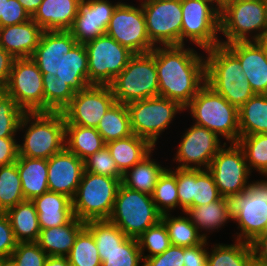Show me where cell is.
Masks as SVG:
<instances>
[{
    "label": "cell",
    "mask_w": 267,
    "mask_h": 266,
    "mask_svg": "<svg viewBox=\"0 0 267 266\" xmlns=\"http://www.w3.org/2000/svg\"><path fill=\"white\" fill-rule=\"evenodd\" d=\"M159 96L179 102L184 108L206 84V62L184 45L155 46Z\"/></svg>",
    "instance_id": "cell-1"
},
{
    "label": "cell",
    "mask_w": 267,
    "mask_h": 266,
    "mask_svg": "<svg viewBox=\"0 0 267 266\" xmlns=\"http://www.w3.org/2000/svg\"><path fill=\"white\" fill-rule=\"evenodd\" d=\"M205 52L206 84L239 109L255 95L239 59L221 44Z\"/></svg>",
    "instance_id": "cell-2"
},
{
    "label": "cell",
    "mask_w": 267,
    "mask_h": 266,
    "mask_svg": "<svg viewBox=\"0 0 267 266\" xmlns=\"http://www.w3.org/2000/svg\"><path fill=\"white\" fill-rule=\"evenodd\" d=\"M23 128L27 130L24 142L18 144L19 156L49 159L65 147V118L62 112H25L18 130Z\"/></svg>",
    "instance_id": "cell-3"
},
{
    "label": "cell",
    "mask_w": 267,
    "mask_h": 266,
    "mask_svg": "<svg viewBox=\"0 0 267 266\" xmlns=\"http://www.w3.org/2000/svg\"><path fill=\"white\" fill-rule=\"evenodd\" d=\"M190 109L194 124L206 127L231 143L240 138L238 108L205 84L184 108Z\"/></svg>",
    "instance_id": "cell-4"
},
{
    "label": "cell",
    "mask_w": 267,
    "mask_h": 266,
    "mask_svg": "<svg viewBox=\"0 0 267 266\" xmlns=\"http://www.w3.org/2000/svg\"><path fill=\"white\" fill-rule=\"evenodd\" d=\"M152 196L120 184L109 221L127 236L138 239L148 228L161 221Z\"/></svg>",
    "instance_id": "cell-5"
},
{
    "label": "cell",
    "mask_w": 267,
    "mask_h": 266,
    "mask_svg": "<svg viewBox=\"0 0 267 266\" xmlns=\"http://www.w3.org/2000/svg\"><path fill=\"white\" fill-rule=\"evenodd\" d=\"M122 178L94 174L84 170L72 199L73 213L80 221L108 220Z\"/></svg>",
    "instance_id": "cell-6"
},
{
    "label": "cell",
    "mask_w": 267,
    "mask_h": 266,
    "mask_svg": "<svg viewBox=\"0 0 267 266\" xmlns=\"http://www.w3.org/2000/svg\"><path fill=\"white\" fill-rule=\"evenodd\" d=\"M109 86L116 102L126 105L159 96L155 48L150 53L134 54Z\"/></svg>",
    "instance_id": "cell-7"
},
{
    "label": "cell",
    "mask_w": 267,
    "mask_h": 266,
    "mask_svg": "<svg viewBox=\"0 0 267 266\" xmlns=\"http://www.w3.org/2000/svg\"><path fill=\"white\" fill-rule=\"evenodd\" d=\"M229 200L232 220L241 231L236 240L251 243L267 231V180L250 183L243 193Z\"/></svg>",
    "instance_id": "cell-8"
},
{
    "label": "cell",
    "mask_w": 267,
    "mask_h": 266,
    "mask_svg": "<svg viewBox=\"0 0 267 266\" xmlns=\"http://www.w3.org/2000/svg\"><path fill=\"white\" fill-rule=\"evenodd\" d=\"M127 107L133 134L146 139L153 147L175 115L185 110L179 102L162 96L133 101Z\"/></svg>",
    "instance_id": "cell-9"
},
{
    "label": "cell",
    "mask_w": 267,
    "mask_h": 266,
    "mask_svg": "<svg viewBox=\"0 0 267 266\" xmlns=\"http://www.w3.org/2000/svg\"><path fill=\"white\" fill-rule=\"evenodd\" d=\"M267 28V0H236L220 13V33L227 38L221 45L255 41ZM257 31V32H256Z\"/></svg>",
    "instance_id": "cell-10"
},
{
    "label": "cell",
    "mask_w": 267,
    "mask_h": 266,
    "mask_svg": "<svg viewBox=\"0 0 267 266\" xmlns=\"http://www.w3.org/2000/svg\"><path fill=\"white\" fill-rule=\"evenodd\" d=\"M88 56L90 85H110L134 56L108 34L84 44Z\"/></svg>",
    "instance_id": "cell-11"
},
{
    "label": "cell",
    "mask_w": 267,
    "mask_h": 266,
    "mask_svg": "<svg viewBox=\"0 0 267 266\" xmlns=\"http://www.w3.org/2000/svg\"><path fill=\"white\" fill-rule=\"evenodd\" d=\"M182 28L181 45L184 39L195 43L203 50L220 45V13L208 0H181Z\"/></svg>",
    "instance_id": "cell-12"
},
{
    "label": "cell",
    "mask_w": 267,
    "mask_h": 266,
    "mask_svg": "<svg viewBox=\"0 0 267 266\" xmlns=\"http://www.w3.org/2000/svg\"><path fill=\"white\" fill-rule=\"evenodd\" d=\"M43 74L29 58H15L4 91L24 112H44Z\"/></svg>",
    "instance_id": "cell-13"
},
{
    "label": "cell",
    "mask_w": 267,
    "mask_h": 266,
    "mask_svg": "<svg viewBox=\"0 0 267 266\" xmlns=\"http://www.w3.org/2000/svg\"><path fill=\"white\" fill-rule=\"evenodd\" d=\"M226 142L211 161L208 171L222 197L231 198L243 193L249 185L248 168L244 152L238 143H230L226 149Z\"/></svg>",
    "instance_id": "cell-14"
},
{
    "label": "cell",
    "mask_w": 267,
    "mask_h": 266,
    "mask_svg": "<svg viewBox=\"0 0 267 266\" xmlns=\"http://www.w3.org/2000/svg\"><path fill=\"white\" fill-rule=\"evenodd\" d=\"M141 6L147 34L154 45H181V0H144Z\"/></svg>",
    "instance_id": "cell-15"
},
{
    "label": "cell",
    "mask_w": 267,
    "mask_h": 266,
    "mask_svg": "<svg viewBox=\"0 0 267 266\" xmlns=\"http://www.w3.org/2000/svg\"><path fill=\"white\" fill-rule=\"evenodd\" d=\"M106 34L134 54L150 53L154 45L147 34L142 6L120 3L111 16Z\"/></svg>",
    "instance_id": "cell-16"
},
{
    "label": "cell",
    "mask_w": 267,
    "mask_h": 266,
    "mask_svg": "<svg viewBox=\"0 0 267 266\" xmlns=\"http://www.w3.org/2000/svg\"><path fill=\"white\" fill-rule=\"evenodd\" d=\"M115 102L110 86L90 85L77 91L62 111L65 124L97 128L101 118Z\"/></svg>",
    "instance_id": "cell-17"
},
{
    "label": "cell",
    "mask_w": 267,
    "mask_h": 266,
    "mask_svg": "<svg viewBox=\"0 0 267 266\" xmlns=\"http://www.w3.org/2000/svg\"><path fill=\"white\" fill-rule=\"evenodd\" d=\"M180 142L175 156L179 163L178 169H201V166L208 169L214 156L222 148L216 133L196 124L186 130Z\"/></svg>",
    "instance_id": "cell-18"
},
{
    "label": "cell",
    "mask_w": 267,
    "mask_h": 266,
    "mask_svg": "<svg viewBox=\"0 0 267 266\" xmlns=\"http://www.w3.org/2000/svg\"><path fill=\"white\" fill-rule=\"evenodd\" d=\"M107 0H82L77 15L68 30L78 44H86L106 34L116 7Z\"/></svg>",
    "instance_id": "cell-19"
},
{
    "label": "cell",
    "mask_w": 267,
    "mask_h": 266,
    "mask_svg": "<svg viewBox=\"0 0 267 266\" xmlns=\"http://www.w3.org/2000/svg\"><path fill=\"white\" fill-rule=\"evenodd\" d=\"M48 190L73 199L85 170L84 161L64 147L47 159Z\"/></svg>",
    "instance_id": "cell-20"
},
{
    "label": "cell",
    "mask_w": 267,
    "mask_h": 266,
    "mask_svg": "<svg viewBox=\"0 0 267 266\" xmlns=\"http://www.w3.org/2000/svg\"><path fill=\"white\" fill-rule=\"evenodd\" d=\"M225 46L239 59L243 73L255 94H267V54L255 41Z\"/></svg>",
    "instance_id": "cell-21"
},
{
    "label": "cell",
    "mask_w": 267,
    "mask_h": 266,
    "mask_svg": "<svg viewBox=\"0 0 267 266\" xmlns=\"http://www.w3.org/2000/svg\"><path fill=\"white\" fill-rule=\"evenodd\" d=\"M76 44L77 41L69 31H43L39 44L30 58L42 74L56 75L61 58Z\"/></svg>",
    "instance_id": "cell-22"
},
{
    "label": "cell",
    "mask_w": 267,
    "mask_h": 266,
    "mask_svg": "<svg viewBox=\"0 0 267 266\" xmlns=\"http://www.w3.org/2000/svg\"><path fill=\"white\" fill-rule=\"evenodd\" d=\"M42 33L43 29L32 18L21 24L0 27V46L14 58H29Z\"/></svg>",
    "instance_id": "cell-23"
},
{
    "label": "cell",
    "mask_w": 267,
    "mask_h": 266,
    "mask_svg": "<svg viewBox=\"0 0 267 266\" xmlns=\"http://www.w3.org/2000/svg\"><path fill=\"white\" fill-rule=\"evenodd\" d=\"M82 0H43L32 19L43 31H68Z\"/></svg>",
    "instance_id": "cell-24"
},
{
    "label": "cell",
    "mask_w": 267,
    "mask_h": 266,
    "mask_svg": "<svg viewBox=\"0 0 267 266\" xmlns=\"http://www.w3.org/2000/svg\"><path fill=\"white\" fill-rule=\"evenodd\" d=\"M31 201L37 211L41 229L68 224L75 217L72 199L64 194L48 191Z\"/></svg>",
    "instance_id": "cell-25"
},
{
    "label": "cell",
    "mask_w": 267,
    "mask_h": 266,
    "mask_svg": "<svg viewBox=\"0 0 267 266\" xmlns=\"http://www.w3.org/2000/svg\"><path fill=\"white\" fill-rule=\"evenodd\" d=\"M85 222L74 217L68 224L41 229L38 245L48 256L66 257Z\"/></svg>",
    "instance_id": "cell-26"
},
{
    "label": "cell",
    "mask_w": 267,
    "mask_h": 266,
    "mask_svg": "<svg viewBox=\"0 0 267 266\" xmlns=\"http://www.w3.org/2000/svg\"><path fill=\"white\" fill-rule=\"evenodd\" d=\"M56 76L66 82L75 92L90 86L88 80V56L84 44H76L64 54Z\"/></svg>",
    "instance_id": "cell-27"
},
{
    "label": "cell",
    "mask_w": 267,
    "mask_h": 266,
    "mask_svg": "<svg viewBox=\"0 0 267 266\" xmlns=\"http://www.w3.org/2000/svg\"><path fill=\"white\" fill-rule=\"evenodd\" d=\"M16 164L25 200H32L49 191L47 159L18 156Z\"/></svg>",
    "instance_id": "cell-28"
},
{
    "label": "cell",
    "mask_w": 267,
    "mask_h": 266,
    "mask_svg": "<svg viewBox=\"0 0 267 266\" xmlns=\"http://www.w3.org/2000/svg\"><path fill=\"white\" fill-rule=\"evenodd\" d=\"M118 170L124 174L153 151V146L135 134L106 143Z\"/></svg>",
    "instance_id": "cell-29"
},
{
    "label": "cell",
    "mask_w": 267,
    "mask_h": 266,
    "mask_svg": "<svg viewBox=\"0 0 267 266\" xmlns=\"http://www.w3.org/2000/svg\"><path fill=\"white\" fill-rule=\"evenodd\" d=\"M16 241L37 242L41 231L38 214L31 200H24L6 212Z\"/></svg>",
    "instance_id": "cell-30"
},
{
    "label": "cell",
    "mask_w": 267,
    "mask_h": 266,
    "mask_svg": "<svg viewBox=\"0 0 267 266\" xmlns=\"http://www.w3.org/2000/svg\"><path fill=\"white\" fill-rule=\"evenodd\" d=\"M65 139V147L82 161L106 146L96 128L74 124H65Z\"/></svg>",
    "instance_id": "cell-31"
},
{
    "label": "cell",
    "mask_w": 267,
    "mask_h": 266,
    "mask_svg": "<svg viewBox=\"0 0 267 266\" xmlns=\"http://www.w3.org/2000/svg\"><path fill=\"white\" fill-rule=\"evenodd\" d=\"M189 215L192 224L200 233L202 230H215L223 226L227 220H232L230 200L221 197L219 200L208 203L207 205L194 206L186 212Z\"/></svg>",
    "instance_id": "cell-32"
},
{
    "label": "cell",
    "mask_w": 267,
    "mask_h": 266,
    "mask_svg": "<svg viewBox=\"0 0 267 266\" xmlns=\"http://www.w3.org/2000/svg\"><path fill=\"white\" fill-rule=\"evenodd\" d=\"M151 153L152 151L122 175V185L134 191L153 194L157 180L166 167L153 161Z\"/></svg>",
    "instance_id": "cell-33"
},
{
    "label": "cell",
    "mask_w": 267,
    "mask_h": 266,
    "mask_svg": "<svg viewBox=\"0 0 267 266\" xmlns=\"http://www.w3.org/2000/svg\"><path fill=\"white\" fill-rule=\"evenodd\" d=\"M241 136L267 133V94H255L238 109Z\"/></svg>",
    "instance_id": "cell-34"
},
{
    "label": "cell",
    "mask_w": 267,
    "mask_h": 266,
    "mask_svg": "<svg viewBox=\"0 0 267 266\" xmlns=\"http://www.w3.org/2000/svg\"><path fill=\"white\" fill-rule=\"evenodd\" d=\"M96 130L105 143L132 135L127 105L115 102L101 118Z\"/></svg>",
    "instance_id": "cell-35"
},
{
    "label": "cell",
    "mask_w": 267,
    "mask_h": 266,
    "mask_svg": "<svg viewBox=\"0 0 267 266\" xmlns=\"http://www.w3.org/2000/svg\"><path fill=\"white\" fill-rule=\"evenodd\" d=\"M161 221L168 230L170 244L173 246L194 247L207 239V235L200 234L187 216L171 217L168 213L162 215Z\"/></svg>",
    "instance_id": "cell-36"
},
{
    "label": "cell",
    "mask_w": 267,
    "mask_h": 266,
    "mask_svg": "<svg viewBox=\"0 0 267 266\" xmlns=\"http://www.w3.org/2000/svg\"><path fill=\"white\" fill-rule=\"evenodd\" d=\"M253 256L250 243L236 240L235 244H216L208 252L207 266H247Z\"/></svg>",
    "instance_id": "cell-37"
},
{
    "label": "cell",
    "mask_w": 267,
    "mask_h": 266,
    "mask_svg": "<svg viewBox=\"0 0 267 266\" xmlns=\"http://www.w3.org/2000/svg\"><path fill=\"white\" fill-rule=\"evenodd\" d=\"M44 112H62L71 102L75 91L56 75L43 74Z\"/></svg>",
    "instance_id": "cell-38"
},
{
    "label": "cell",
    "mask_w": 267,
    "mask_h": 266,
    "mask_svg": "<svg viewBox=\"0 0 267 266\" xmlns=\"http://www.w3.org/2000/svg\"><path fill=\"white\" fill-rule=\"evenodd\" d=\"M25 200L16 162L0 167V212Z\"/></svg>",
    "instance_id": "cell-39"
},
{
    "label": "cell",
    "mask_w": 267,
    "mask_h": 266,
    "mask_svg": "<svg viewBox=\"0 0 267 266\" xmlns=\"http://www.w3.org/2000/svg\"><path fill=\"white\" fill-rule=\"evenodd\" d=\"M71 266H101L99 251L92 233L84 227L66 256Z\"/></svg>",
    "instance_id": "cell-40"
},
{
    "label": "cell",
    "mask_w": 267,
    "mask_h": 266,
    "mask_svg": "<svg viewBox=\"0 0 267 266\" xmlns=\"http://www.w3.org/2000/svg\"><path fill=\"white\" fill-rule=\"evenodd\" d=\"M151 196L162 215L168 214L170 210L179 206L176 170L172 171L170 168L164 170L159 176Z\"/></svg>",
    "instance_id": "cell-41"
},
{
    "label": "cell",
    "mask_w": 267,
    "mask_h": 266,
    "mask_svg": "<svg viewBox=\"0 0 267 266\" xmlns=\"http://www.w3.org/2000/svg\"><path fill=\"white\" fill-rule=\"evenodd\" d=\"M249 170L253 168L267 177V133L241 136L238 139Z\"/></svg>",
    "instance_id": "cell-42"
},
{
    "label": "cell",
    "mask_w": 267,
    "mask_h": 266,
    "mask_svg": "<svg viewBox=\"0 0 267 266\" xmlns=\"http://www.w3.org/2000/svg\"><path fill=\"white\" fill-rule=\"evenodd\" d=\"M85 227L92 233L99 252H112L127 236L109 220H90Z\"/></svg>",
    "instance_id": "cell-43"
},
{
    "label": "cell",
    "mask_w": 267,
    "mask_h": 266,
    "mask_svg": "<svg viewBox=\"0 0 267 266\" xmlns=\"http://www.w3.org/2000/svg\"><path fill=\"white\" fill-rule=\"evenodd\" d=\"M99 256L101 266H139L143 260L138 239L132 237H127L112 252H99Z\"/></svg>",
    "instance_id": "cell-44"
},
{
    "label": "cell",
    "mask_w": 267,
    "mask_h": 266,
    "mask_svg": "<svg viewBox=\"0 0 267 266\" xmlns=\"http://www.w3.org/2000/svg\"><path fill=\"white\" fill-rule=\"evenodd\" d=\"M221 197L208 169H193L192 207L207 205Z\"/></svg>",
    "instance_id": "cell-45"
},
{
    "label": "cell",
    "mask_w": 267,
    "mask_h": 266,
    "mask_svg": "<svg viewBox=\"0 0 267 266\" xmlns=\"http://www.w3.org/2000/svg\"><path fill=\"white\" fill-rule=\"evenodd\" d=\"M25 112L5 91H0V137H15Z\"/></svg>",
    "instance_id": "cell-46"
},
{
    "label": "cell",
    "mask_w": 267,
    "mask_h": 266,
    "mask_svg": "<svg viewBox=\"0 0 267 266\" xmlns=\"http://www.w3.org/2000/svg\"><path fill=\"white\" fill-rule=\"evenodd\" d=\"M138 243L143 259L161 254L171 246L168 230L162 221L148 228L138 238ZM145 249L150 253L149 255H144Z\"/></svg>",
    "instance_id": "cell-47"
},
{
    "label": "cell",
    "mask_w": 267,
    "mask_h": 266,
    "mask_svg": "<svg viewBox=\"0 0 267 266\" xmlns=\"http://www.w3.org/2000/svg\"><path fill=\"white\" fill-rule=\"evenodd\" d=\"M84 167L85 171L102 176L122 178L123 175L106 146L88 157L84 161Z\"/></svg>",
    "instance_id": "cell-48"
},
{
    "label": "cell",
    "mask_w": 267,
    "mask_h": 266,
    "mask_svg": "<svg viewBox=\"0 0 267 266\" xmlns=\"http://www.w3.org/2000/svg\"><path fill=\"white\" fill-rule=\"evenodd\" d=\"M47 257L37 242H19L10 258L16 266H44Z\"/></svg>",
    "instance_id": "cell-49"
},
{
    "label": "cell",
    "mask_w": 267,
    "mask_h": 266,
    "mask_svg": "<svg viewBox=\"0 0 267 266\" xmlns=\"http://www.w3.org/2000/svg\"><path fill=\"white\" fill-rule=\"evenodd\" d=\"M176 184L179 207L183 209V212H186L192 207L193 169L176 168Z\"/></svg>",
    "instance_id": "cell-50"
},
{
    "label": "cell",
    "mask_w": 267,
    "mask_h": 266,
    "mask_svg": "<svg viewBox=\"0 0 267 266\" xmlns=\"http://www.w3.org/2000/svg\"><path fill=\"white\" fill-rule=\"evenodd\" d=\"M142 261V266H184V247L171 245L165 252Z\"/></svg>",
    "instance_id": "cell-51"
},
{
    "label": "cell",
    "mask_w": 267,
    "mask_h": 266,
    "mask_svg": "<svg viewBox=\"0 0 267 266\" xmlns=\"http://www.w3.org/2000/svg\"><path fill=\"white\" fill-rule=\"evenodd\" d=\"M17 243L9 217L0 212V259L10 258Z\"/></svg>",
    "instance_id": "cell-52"
},
{
    "label": "cell",
    "mask_w": 267,
    "mask_h": 266,
    "mask_svg": "<svg viewBox=\"0 0 267 266\" xmlns=\"http://www.w3.org/2000/svg\"><path fill=\"white\" fill-rule=\"evenodd\" d=\"M31 18L18 0H6L5 19H0V27L21 24Z\"/></svg>",
    "instance_id": "cell-53"
},
{
    "label": "cell",
    "mask_w": 267,
    "mask_h": 266,
    "mask_svg": "<svg viewBox=\"0 0 267 266\" xmlns=\"http://www.w3.org/2000/svg\"><path fill=\"white\" fill-rule=\"evenodd\" d=\"M207 239L200 245L194 247H184V266H207L208 252L206 250Z\"/></svg>",
    "instance_id": "cell-54"
},
{
    "label": "cell",
    "mask_w": 267,
    "mask_h": 266,
    "mask_svg": "<svg viewBox=\"0 0 267 266\" xmlns=\"http://www.w3.org/2000/svg\"><path fill=\"white\" fill-rule=\"evenodd\" d=\"M15 137H0V167L17 161L19 146Z\"/></svg>",
    "instance_id": "cell-55"
},
{
    "label": "cell",
    "mask_w": 267,
    "mask_h": 266,
    "mask_svg": "<svg viewBox=\"0 0 267 266\" xmlns=\"http://www.w3.org/2000/svg\"><path fill=\"white\" fill-rule=\"evenodd\" d=\"M14 57L0 46V91L6 88Z\"/></svg>",
    "instance_id": "cell-56"
},
{
    "label": "cell",
    "mask_w": 267,
    "mask_h": 266,
    "mask_svg": "<svg viewBox=\"0 0 267 266\" xmlns=\"http://www.w3.org/2000/svg\"><path fill=\"white\" fill-rule=\"evenodd\" d=\"M253 255L264 262H267V231L257 236L251 243Z\"/></svg>",
    "instance_id": "cell-57"
},
{
    "label": "cell",
    "mask_w": 267,
    "mask_h": 266,
    "mask_svg": "<svg viewBox=\"0 0 267 266\" xmlns=\"http://www.w3.org/2000/svg\"><path fill=\"white\" fill-rule=\"evenodd\" d=\"M18 1L32 17L34 13L38 10L39 5L43 0H18Z\"/></svg>",
    "instance_id": "cell-58"
},
{
    "label": "cell",
    "mask_w": 267,
    "mask_h": 266,
    "mask_svg": "<svg viewBox=\"0 0 267 266\" xmlns=\"http://www.w3.org/2000/svg\"><path fill=\"white\" fill-rule=\"evenodd\" d=\"M44 266H71L67 257L48 256Z\"/></svg>",
    "instance_id": "cell-59"
},
{
    "label": "cell",
    "mask_w": 267,
    "mask_h": 266,
    "mask_svg": "<svg viewBox=\"0 0 267 266\" xmlns=\"http://www.w3.org/2000/svg\"><path fill=\"white\" fill-rule=\"evenodd\" d=\"M255 42L261 47V49L267 54V28L260 33Z\"/></svg>",
    "instance_id": "cell-60"
},
{
    "label": "cell",
    "mask_w": 267,
    "mask_h": 266,
    "mask_svg": "<svg viewBox=\"0 0 267 266\" xmlns=\"http://www.w3.org/2000/svg\"><path fill=\"white\" fill-rule=\"evenodd\" d=\"M236 0H214L216 4L214 8L219 12H223L229 5L233 4Z\"/></svg>",
    "instance_id": "cell-61"
},
{
    "label": "cell",
    "mask_w": 267,
    "mask_h": 266,
    "mask_svg": "<svg viewBox=\"0 0 267 266\" xmlns=\"http://www.w3.org/2000/svg\"><path fill=\"white\" fill-rule=\"evenodd\" d=\"M247 266H267V262L261 261L253 255Z\"/></svg>",
    "instance_id": "cell-62"
},
{
    "label": "cell",
    "mask_w": 267,
    "mask_h": 266,
    "mask_svg": "<svg viewBox=\"0 0 267 266\" xmlns=\"http://www.w3.org/2000/svg\"><path fill=\"white\" fill-rule=\"evenodd\" d=\"M0 266H16L11 258L0 259Z\"/></svg>",
    "instance_id": "cell-63"
},
{
    "label": "cell",
    "mask_w": 267,
    "mask_h": 266,
    "mask_svg": "<svg viewBox=\"0 0 267 266\" xmlns=\"http://www.w3.org/2000/svg\"><path fill=\"white\" fill-rule=\"evenodd\" d=\"M6 0H0V19H5Z\"/></svg>",
    "instance_id": "cell-64"
},
{
    "label": "cell",
    "mask_w": 267,
    "mask_h": 266,
    "mask_svg": "<svg viewBox=\"0 0 267 266\" xmlns=\"http://www.w3.org/2000/svg\"><path fill=\"white\" fill-rule=\"evenodd\" d=\"M208 1H210L212 3L213 7H214V4H213L214 3V0H208Z\"/></svg>",
    "instance_id": "cell-65"
}]
</instances>
